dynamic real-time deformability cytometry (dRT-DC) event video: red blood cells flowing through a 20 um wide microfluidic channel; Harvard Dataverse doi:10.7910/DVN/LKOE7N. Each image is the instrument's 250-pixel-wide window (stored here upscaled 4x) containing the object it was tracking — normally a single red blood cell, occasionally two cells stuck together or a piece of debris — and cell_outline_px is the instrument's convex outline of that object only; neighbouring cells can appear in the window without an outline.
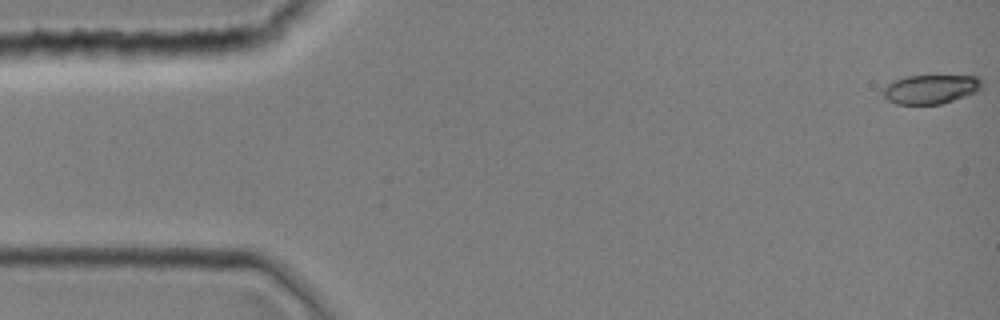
{"species": "common noctule bat (a hibernating species)", "species_latin": "Nyctalus noctula", "temperature_condition": "room temperature", "stored_images_in_passage": 4, "camera_frame_rate_fps": 3000, "um_per_image_px": 0.085, "animal": {"sex": "female", "body_mass_g": 19.0, "forearm_length_mm": 51.5}, "frame": {"image": 1, "passage_image": 1, "time_ms": 0.0, "image_size_px": [1000, 320], "cell_outline_px": [[984, 84], [976, 92], [940, 104], [896, 104], [888, 100], [884, 96], [884, 84], [908, 76], [980, 76], [984, 80]], "centroid_in_image_um": [79.14, 7.57], "position_along_channel_um": 5.9, "area_um2": 16.7}}